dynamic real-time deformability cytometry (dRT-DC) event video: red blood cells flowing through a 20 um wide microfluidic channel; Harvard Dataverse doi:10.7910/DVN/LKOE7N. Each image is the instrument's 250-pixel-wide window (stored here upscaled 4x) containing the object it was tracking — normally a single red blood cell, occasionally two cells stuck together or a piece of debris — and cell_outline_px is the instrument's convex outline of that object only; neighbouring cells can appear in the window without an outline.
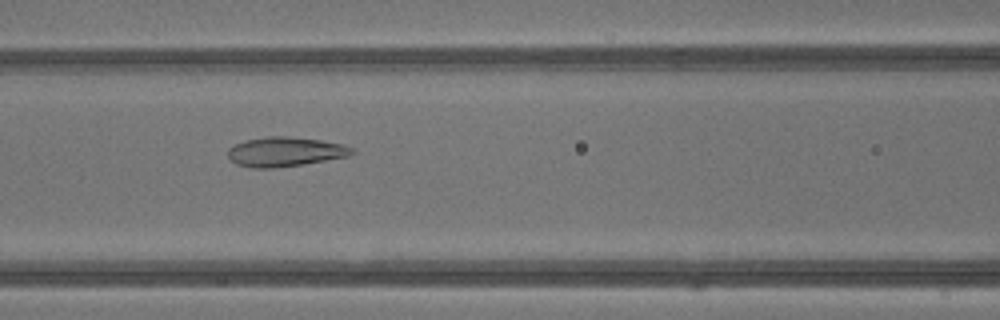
{"species": "common noctule bat (a hibernating species)", "species_latin": "Nyctalus noctula", "temperature_condition": "warm", "stored_images_in_passage": 42, "camera_frame_rate_fps": 3000, "um_per_image_px": 0.085, "animal": {"sex": "male", "body_mass_g": 13.3}, "frame": {"image": 1, "passage_image": 18, "time_ms": 5.667, "image_size_px": [1000, 320], "cell_outline_px": [[356, 152], [348, 156], [300, 164], [272, 168], [252, 168], [236, 164], [228, 156], [228, 148], [244, 140], [264, 136], [288, 136], [320, 140], [340, 144], [352, 148]], "centroid_in_image_um": [24.19, 12.89], "position_along_channel_um": 142.4, "area_um2": 21.1}}
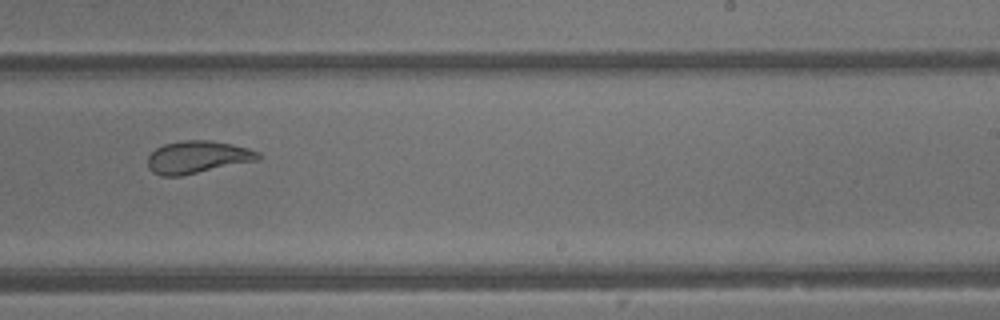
{"frame": {"image": 2, "passage_image": 26, "time_ms": 8.333, "image_size_px": [1000, 320], "cell_outline_px": [[260, 160], [180, 176], [160, 176], [152, 172], [148, 168], [148, 156], [156, 148], [164, 144], [180, 140], [208, 140], [232, 144], [248, 148], [260, 152]], "centroid_in_image_um": [16.79, 13.35], "position_along_channel_um": 272.2, "area_um2": 21.04}}
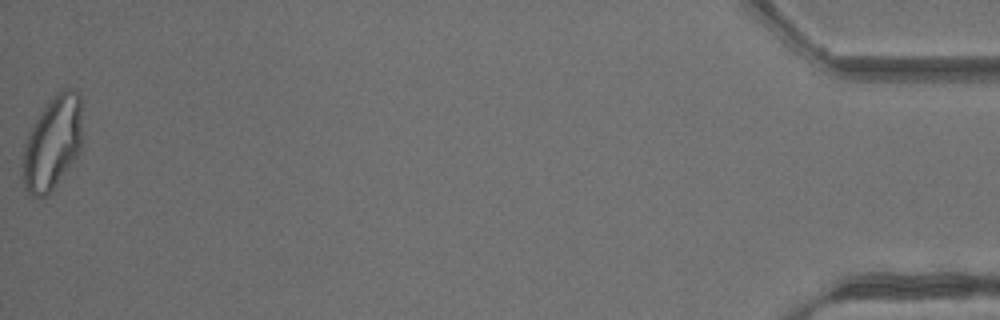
{"frame": {"image": 3, "passage_image": 42, "time_ms": 13.667, "image_size_px": [1000, 320], "cell_outline_px": [[80, 148], [76, 160], [52, 188], [44, 196], [28, 196], [24, 192], [24, 144], [40, 112], [64, 88], [72, 88], [80, 92]], "centroid_in_image_um": [4.47, 12.18], "position_along_channel_um": 430.7, "area_um2": 31.56}, "authors_computed_cell_mechanics": {"area_um2": 26.2123, "velocity_mm_per_s": 4.8872, "shape_relaxation_time_tau1_ms": 11.0377, "shape_relaxation_time_tau2_ms": 1.0827, "deformation_change_tau1": 0.2949, "deformation_change_tau2": 0.0723}}